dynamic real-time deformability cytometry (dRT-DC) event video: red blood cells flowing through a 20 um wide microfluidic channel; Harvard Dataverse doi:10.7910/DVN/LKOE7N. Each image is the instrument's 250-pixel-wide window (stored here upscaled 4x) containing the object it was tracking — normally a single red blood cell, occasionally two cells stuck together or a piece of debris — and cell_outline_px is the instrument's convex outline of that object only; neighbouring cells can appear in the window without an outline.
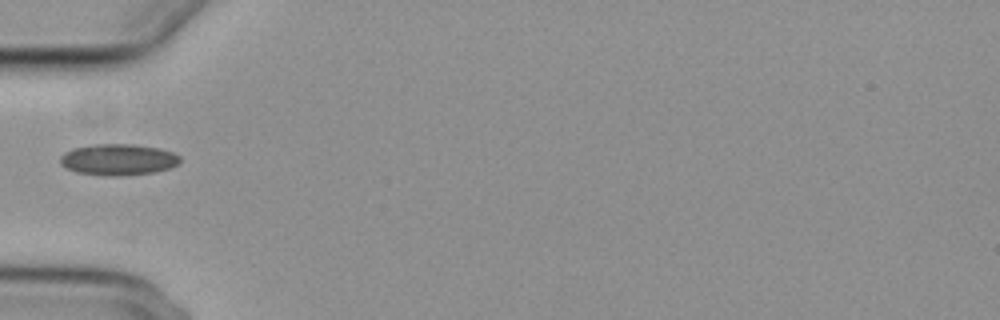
{"species": "common noctule bat (a hibernating species)", "species_latin": "Nyctalus noctula", "temperature_condition": "cold", "stored_images_in_passage": 37, "camera_frame_rate_fps": 3000, "um_per_image_px": 0.085, "animal": {"sex": "female", "body_mass_g": 29.2, "forearm_length_mm": 56.3}, "frame": {"image": 1, "passage_image": 1, "time_ms": 0.0, "image_size_px": [1000, 320], "cell_outline_px": [[180, 164], [156, 172], [120, 176], [108, 176], [76, 172], [60, 164], [60, 156], [64, 152], [72, 148], [92, 144], [132, 144], [160, 148], [172, 152], [180, 156]], "centroid_in_image_um": [10.05, 13.56], "position_along_channel_um": 75.0, "area_um2": 22.02}}
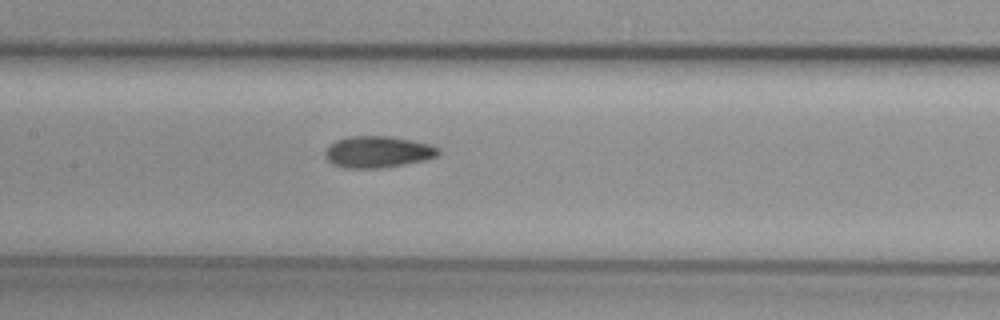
{"frame": {"image": 2, "passage_image": 9, "time_ms": 2.667, "image_size_px": [1000, 320], "cell_outline_px": [[440, 152], [436, 156], [424, 160], [404, 164], [380, 168], [344, 168], [332, 164], [324, 156], [324, 152], [336, 140], [348, 136], [388, 136], [412, 140], [432, 144], [440, 148]], "centroid_in_image_um": [32.12, 12.91], "position_along_channel_um": 175.3, "area_um2": 20.87}}
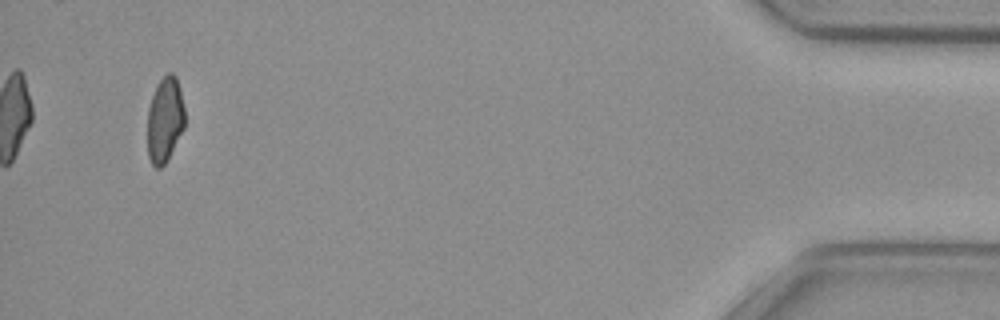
{"frame": {"image": 3, "passage_image": 35, "time_ms": 11.333, "image_size_px": [1000, 320], "cell_outline_px": [[184, 128], [168, 160], [160, 168], [156, 168], [152, 164], [148, 156], [148, 108], [152, 96], [160, 80], [168, 72], [172, 72], [176, 76], [184, 108]], "centroid_in_image_um": [14.01, 10.21], "position_along_channel_um": 421.2, "area_um2": 18.44}, "authors_computed_cell_mechanics": {"area_um2": 20.23, "velocity_mm_per_s": 3.7412, "shape_relaxation_time_tau1_ms": null, "shape_relaxation_time_tau2_ms": 3.6219, "deformation_change_tau1": null, "deformation_change_tau2": 0.0761}}